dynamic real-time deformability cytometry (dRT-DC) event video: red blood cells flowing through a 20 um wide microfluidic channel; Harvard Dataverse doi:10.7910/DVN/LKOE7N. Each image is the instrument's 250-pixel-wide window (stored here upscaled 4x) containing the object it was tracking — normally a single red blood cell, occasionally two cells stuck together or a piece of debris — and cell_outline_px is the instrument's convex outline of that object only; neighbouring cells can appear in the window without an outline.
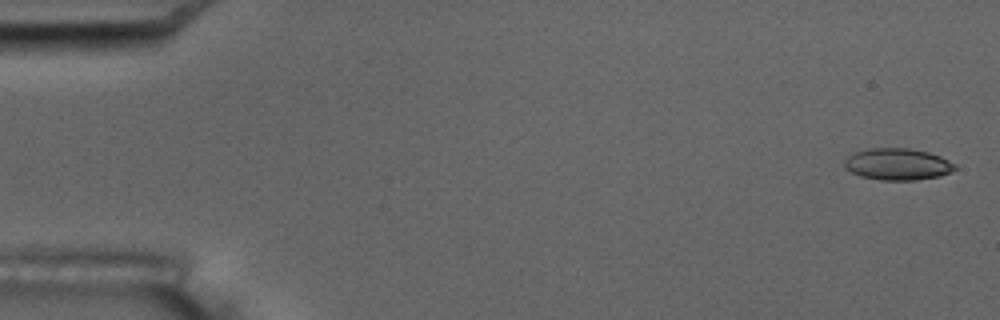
{"species": "common noctule bat (a hibernating species)", "species_latin": "Nyctalus noctula", "temperature_condition": "room temperature", "stored_images_in_passage": 8, "camera_frame_rate_fps": 3000, "um_per_image_px": 0.085, "animal": {"sex": "male", "body_mass_g": 17.5, "forearm_length_mm": 52.3}, "frame": {"image": 1, "passage_image": 1, "time_ms": 0.0, "image_size_px": [1000, 320], "cell_outline_px": [[956, 168], [940, 176], [916, 180], [880, 180], [860, 176], [844, 168], [844, 160], [852, 152], [868, 148], [908, 148], [928, 152], [940, 156], [956, 164]], "centroid_in_image_um": [76.25, 13.95], "position_along_channel_um": 8.7, "area_um2": 20.52}}